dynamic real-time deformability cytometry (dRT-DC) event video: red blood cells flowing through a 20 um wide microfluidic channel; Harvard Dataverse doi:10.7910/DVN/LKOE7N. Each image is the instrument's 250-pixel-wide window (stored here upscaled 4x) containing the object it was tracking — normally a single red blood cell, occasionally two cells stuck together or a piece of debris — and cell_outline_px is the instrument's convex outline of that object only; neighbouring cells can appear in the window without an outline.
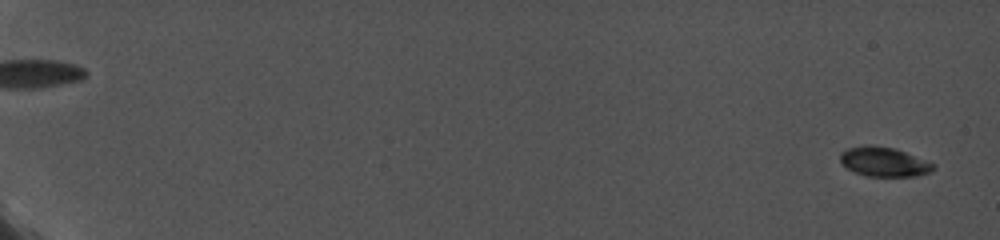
{"species": "common noctule bat (a hibernating species)", "species_latin": "Nyctalus noctula", "temperature_condition": "cold", "stored_images_in_passage": 73, "camera_frame_rate_fps": 5000, "um_per_image_px": 0.085, "animal": {"sex": "female", "body_mass_g": 19.0, "forearm_length_mm": 56.7}, "frame": {"image": 1, "passage_image": 2, "time_ms": 0.4, "image_size_px": [1000, 240], "cell_outline_px": [[936, 168], [932, 172], [916, 176], [868, 176], [856, 172], [848, 168], [840, 160], [840, 152], [848, 148], [864, 144], [892, 148], [904, 152], [936, 164]], "centroid_in_image_um": [75.16, 13.75], "position_along_channel_um": 9.8, "area_um2": 15.84}}
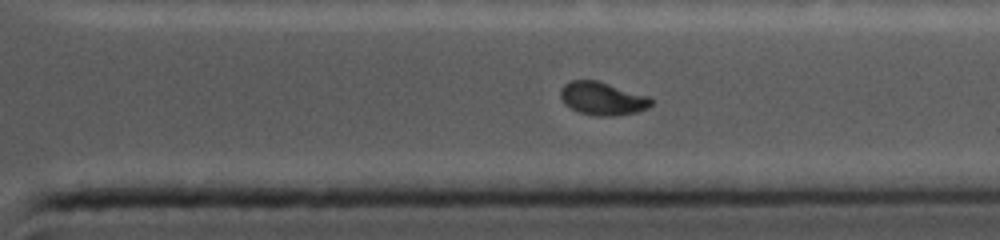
{"frame": {"image": 2, "passage_image": 65, "time_ms": 15.8, "image_size_px": [1000, 240], "cell_outline_px": [[652, 104], [648, 108], [636, 112], [612, 116], [596, 116], [580, 112], [564, 104], [560, 96], [560, 88], [564, 84], [572, 80], [596, 80], [648, 96], [652, 100]], "centroid_in_image_um": [51.18, 8.37], "position_along_channel_um": 360.2, "area_um2": 17.34}}
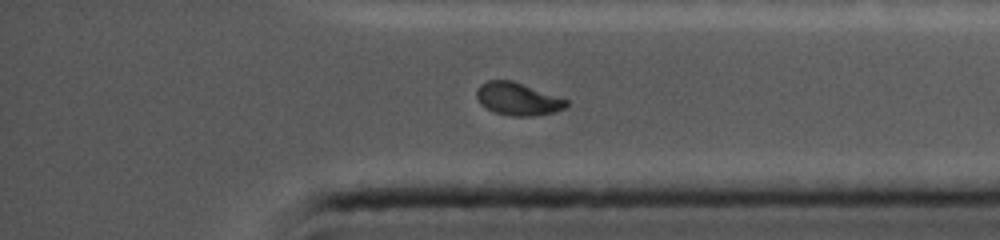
{"frame": {"image": 3, "passage_image": 70, "time_ms": 16.6, "image_size_px": [1000, 240], "cell_outline_px": [[568, 104], [564, 108], [556, 112], [536, 116], [512, 116], [496, 112], [480, 104], [476, 96], [476, 92], [480, 84], [488, 80], [512, 80], [560, 96], [568, 100]], "centroid_in_image_um": [44.04, 8.4], "position_along_channel_um": 391.2, "area_um2": 17.22}}